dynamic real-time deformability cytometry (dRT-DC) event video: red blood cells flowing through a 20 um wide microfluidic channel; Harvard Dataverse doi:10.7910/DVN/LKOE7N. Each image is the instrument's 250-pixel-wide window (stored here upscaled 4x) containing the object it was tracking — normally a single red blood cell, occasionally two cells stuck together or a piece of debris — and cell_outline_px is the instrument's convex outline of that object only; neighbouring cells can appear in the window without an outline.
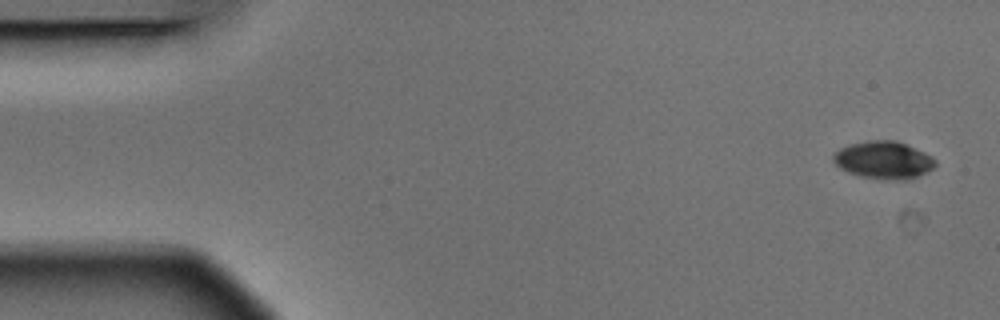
{"species": "Egyptian fruit bat (a non-hibernating species)", "species_latin": "Rousettus aegyptiacus", "temperature_condition": "warm", "stored_images_in_passage": 5, "camera_frame_rate_fps": 3000, "um_per_image_px": 0.085, "animal": {"sex": "male"}, "frame": {"image": 1, "passage_image": 1, "time_ms": 0.0, "image_size_px": [1000, 320], "cell_outline_px": [[936, 164], [932, 168], [908, 180], [884, 180], [860, 176], [848, 172], [840, 168], [832, 160], [832, 156], [840, 148], [848, 144], [868, 140], [896, 140], [924, 152], [932, 156], [936, 160]], "centroid_in_image_um": [75.08, 13.6], "position_along_channel_um": 9.9, "area_um2": 22.37}}
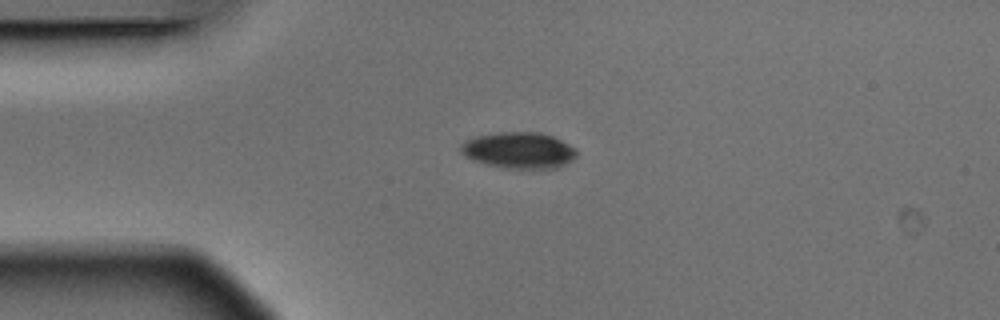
{"frame": {"image": 2, "passage_image": 4, "time_ms": 1.0, "image_size_px": [1000, 320], "cell_outline_px": [[576, 156], [572, 160], [560, 168], [504, 168], [472, 160], [464, 156], [460, 152], [460, 144], [476, 136], [500, 132], [540, 132], [552, 136], [576, 148]], "centroid_in_image_um": [44.1, 12.78], "position_along_channel_um": 40.9, "area_um2": 24.45}}